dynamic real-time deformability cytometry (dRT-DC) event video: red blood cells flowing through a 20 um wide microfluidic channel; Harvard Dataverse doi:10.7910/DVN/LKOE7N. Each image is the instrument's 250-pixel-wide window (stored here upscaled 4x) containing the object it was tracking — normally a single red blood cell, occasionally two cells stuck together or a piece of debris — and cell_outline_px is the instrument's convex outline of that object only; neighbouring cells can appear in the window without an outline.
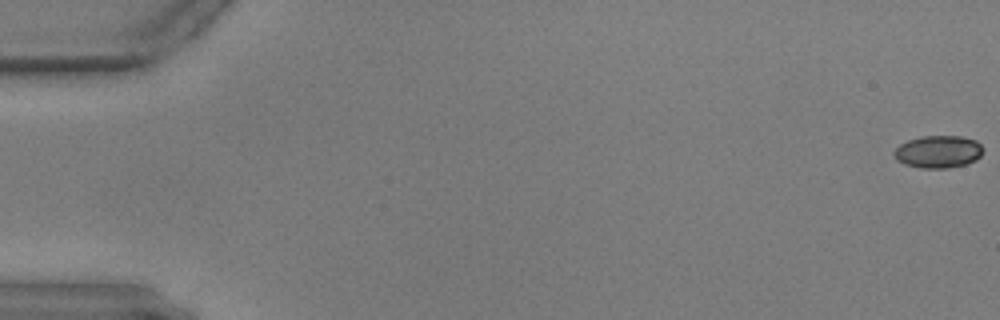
{"species": "common noctule bat (a hibernating species)", "species_latin": "Nyctalus noctula", "temperature_condition": "warm", "stored_images_in_passage": 59, "camera_frame_rate_fps": 3000, "um_per_image_px": 0.085, "animal": {"sex": "male", "body_mass_g": 17.9, "forearm_length_mm": 54.2}, "frame": {"image": 1, "passage_image": 1, "time_ms": 0.0, "image_size_px": [1000, 320], "cell_outline_px": [[984, 148], [980, 156], [976, 160], [968, 164], [948, 168], [920, 168], [904, 164], [896, 160], [892, 152], [900, 144], [908, 140], [920, 136], [960, 136], [976, 140]], "centroid_in_image_um": [79.75, 12.9], "position_along_channel_um": 5.3, "area_um2": 17.05}}
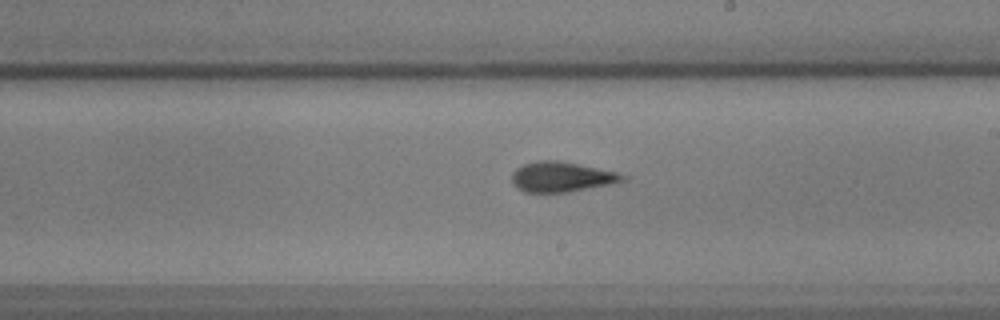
{"frame": {"image": 2, "passage_image": 35, "time_ms": 11.333, "image_size_px": [1000, 320], "cell_outline_px": [[628, 180], [612, 184], [568, 192], [524, 192], [516, 188], [512, 184], [512, 172], [516, 168], [524, 164], [536, 160], [556, 160], [616, 172], [628, 176]], "centroid_in_image_um": [47.72, 15.04], "position_along_channel_um": 241.3, "area_um2": 19.48}}
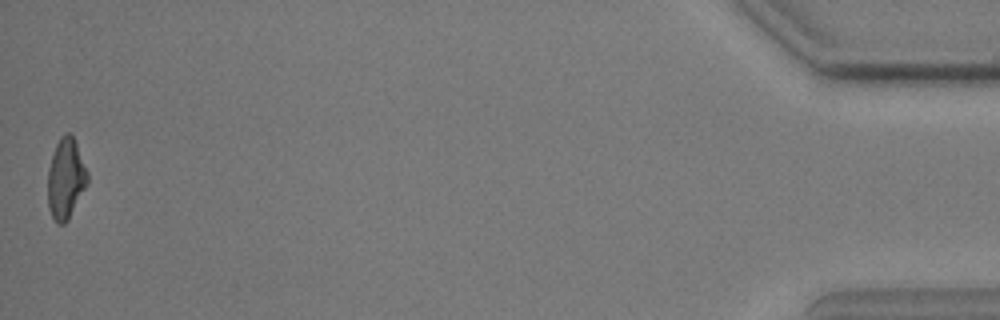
{"frame": {"image": 3, "passage_image": 59, "time_ms": 19.333, "image_size_px": [1000, 320], "cell_outline_px": [[88, 184], [68, 220], [64, 224], [56, 224], [48, 208], [48, 168], [56, 144], [60, 136], [64, 132], [68, 132], [72, 136], [76, 144], [88, 172]], "centroid_in_image_um": [5.59, 15.21], "position_along_channel_um": 429.6, "area_um2": 18.67}}